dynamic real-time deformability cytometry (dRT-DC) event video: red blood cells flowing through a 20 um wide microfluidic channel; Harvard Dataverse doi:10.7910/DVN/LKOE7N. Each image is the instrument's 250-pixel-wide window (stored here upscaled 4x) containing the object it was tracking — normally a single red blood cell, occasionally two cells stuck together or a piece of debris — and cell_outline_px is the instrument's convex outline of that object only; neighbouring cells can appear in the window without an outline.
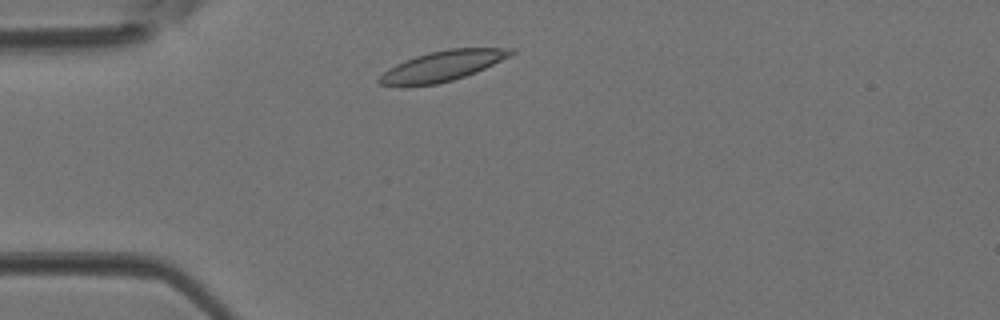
{"species": "Egyptian fruit bat (a non-hibernating species)", "species_latin": "Rousettus aegyptiacus", "temperature_condition": "room temperature", "stored_images_in_passage": 1, "camera_frame_rate_fps": 3000, "um_per_image_px": 0.085, "animal": {"sex": "female"}, "frame": {"image": 1, "passage_image": 1, "time_ms": 0.0, "image_size_px": [1000, 320], "cell_outline_px": [[516, 52], [476, 72], [452, 80], [436, 84], [380, 84], [376, 80], [388, 68], [396, 64], [416, 56], [428, 52], [448, 48], [516, 48]], "centroid_in_image_um": [37.64, 5.57], "position_along_channel_um": 47.4, "area_um2": 22.54}}